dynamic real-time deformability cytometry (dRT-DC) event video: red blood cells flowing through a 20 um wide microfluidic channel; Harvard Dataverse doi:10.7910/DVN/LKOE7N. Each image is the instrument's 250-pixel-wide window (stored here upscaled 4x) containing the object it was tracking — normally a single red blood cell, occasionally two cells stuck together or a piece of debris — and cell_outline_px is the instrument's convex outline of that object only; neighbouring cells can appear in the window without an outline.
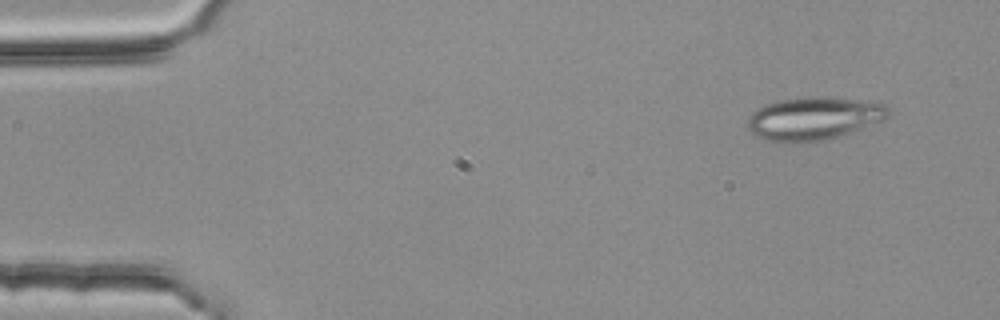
{"species": "common noctule bat (a hibernating species)", "species_latin": "Nyctalus noctula", "temperature_condition": "room temperature", "stored_images_in_passage": 3, "camera_frame_rate_fps": 3000, "um_per_image_px": 0.085, "animal": {"sex": "female", "body_mass_g": 25.1}, "frame": {"image": 1, "passage_image": 1, "time_ms": 0.0, "image_size_px": [1000, 320], "cell_outline_px": [[888, 116], [884, 120], [864, 128], [812, 144], [796, 144], [772, 140], [756, 136], [748, 128], [748, 116], [752, 112], [764, 104], [780, 100], [812, 96], [824, 96], [868, 100], [884, 104], [888, 108]], "centroid_in_image_um": [69.19, 10.07], "position_along_channel_um": 15.8, "area_um2": 35.84}}